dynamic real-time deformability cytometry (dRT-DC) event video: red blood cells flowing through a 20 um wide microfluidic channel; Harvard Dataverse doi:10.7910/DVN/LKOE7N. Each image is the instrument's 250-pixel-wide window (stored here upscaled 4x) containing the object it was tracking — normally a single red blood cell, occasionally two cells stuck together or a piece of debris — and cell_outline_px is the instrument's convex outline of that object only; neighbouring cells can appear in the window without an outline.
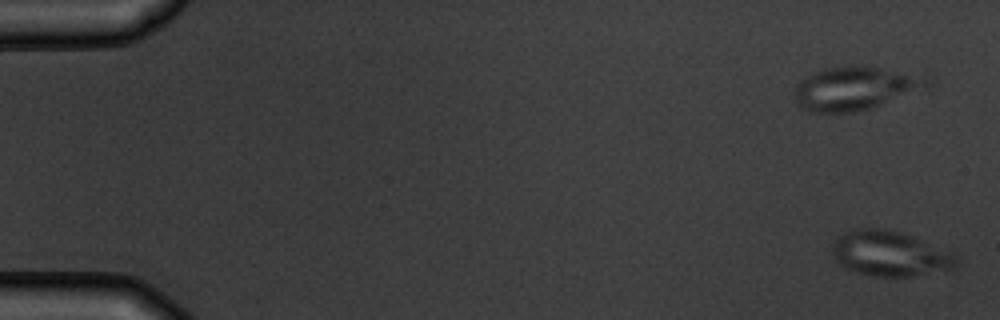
{"species": "common noctule bat (a hibernating species)", "species_latin": "Nyctalus noctula", "temperature_condition": "warm", "stored_images_in_passage": 7, "camera_frame_rate_fps": 3000, "um_per_image_px": 0.085, "animal": {"sex": "male", "body_mass_g": 19.5, "forearm_length_mm": 54.6}, "frame": {"image": 1, "passage_image": 1, "time_ms": 0.0, "image_size_px": [1000, 320], "cell_outline_px": [[960, 260], [956, 268], [952, 272], [912, 276], [872, 276], [856, 272], [840, 264], [832, 256], [832, 244], [836, 236], [852, 228], [884, 228], [900, 232], [912, 236], [960, 256]], "centroid_in_image_um": [75.7, 21.57], "position_along_channel_um": 9.3, "area_um2": 33.41}}